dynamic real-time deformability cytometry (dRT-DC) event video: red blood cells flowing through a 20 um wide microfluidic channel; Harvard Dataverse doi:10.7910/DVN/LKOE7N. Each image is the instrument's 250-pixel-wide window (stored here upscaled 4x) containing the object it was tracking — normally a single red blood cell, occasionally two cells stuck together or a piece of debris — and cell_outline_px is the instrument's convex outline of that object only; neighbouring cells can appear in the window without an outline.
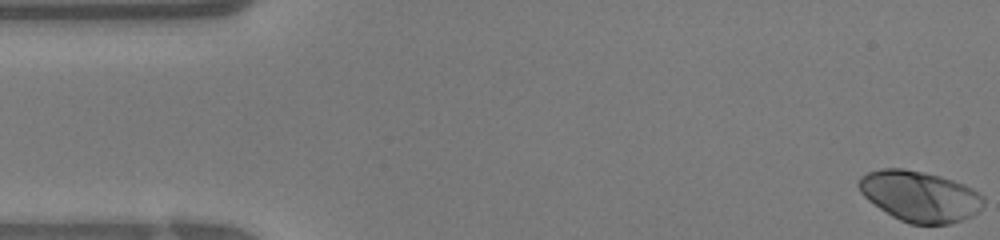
{"species": "human", "species_latin": "Homo sapiens", "temperature_condition": "warm", "stored_images_in_passage": 39, "camera_frame_rate_fps": 3000, "um_per_image_px": 0.085, "donor": {"sex": "female"}, "frame": {"image": 1, "passage_image": 1, "time_ms": 0.0, "image_size_px": [1000, 240], "cell_outline_px": [[984, 204], [972, 216], [948, 224], [912, 224], [900, 220], [892, 216], [868, 200], [860, 192], [856, 184], [860, 176], [868, 172], [880, 168], [904, 168], [924, 172], [940, 176], [964, 184], [972, 188], [984, 196]], "centroid_in_image_um": [78.16, 16.66], "position_along_channel_um": 6.8, "area_um2": 36.88}}
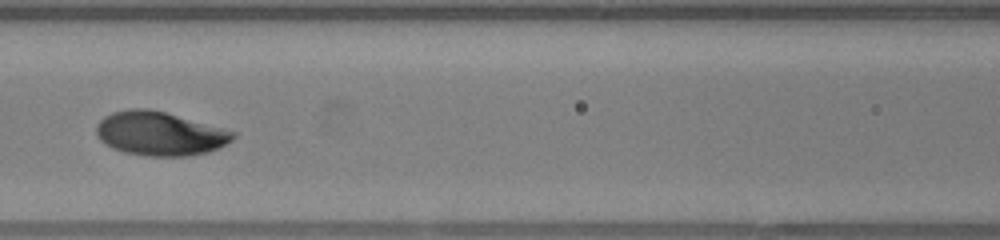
{"frame": {"image": 2, "passage_image": 17, "time_ms": 5.333, "image_size_px": [1000, 240], "cell_outline_px": [[236, 136], [232, 140], [220, 148], [208, 152], [188, 156], [148, 156], [124, 152], [112, 148], [104, 144], [96, 136], [96, 124], [104, 116], [112, 112], [128, 108], [148, 108], [164, 112], [224, 128], [236, 132]], "centroid_in_image_um": [13.57, 11.35], "position_along_channel_um": 153.0, "area_um2": 35.2}}
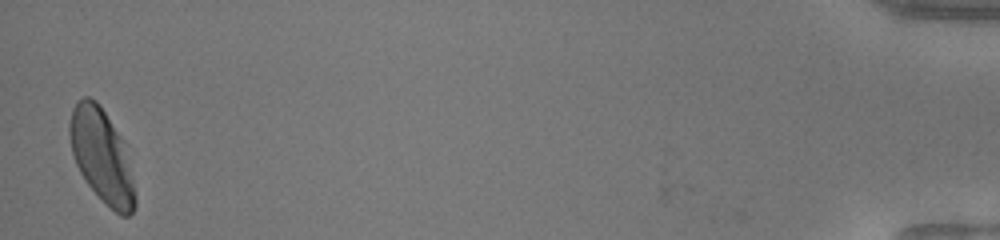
{"frame": {"image": 3, "passage_image": 39, "time_ms": 12.667, "image_size_px": [1000, 240], "cell_outline_px": [[136, 208], [128, 216], [120, 216], [84, 180], [76, 164], [72, 152], [68, 132], [68, 124], [72, 108], [76, 100], [84, 96], [88, 96], [96, 100], [100, 104], [124, 140], [136, 196]], "centroid_in_image_um": [8.64, 13.19], "position_along_channel_um": 426.6, "area_um2": 35.72}}